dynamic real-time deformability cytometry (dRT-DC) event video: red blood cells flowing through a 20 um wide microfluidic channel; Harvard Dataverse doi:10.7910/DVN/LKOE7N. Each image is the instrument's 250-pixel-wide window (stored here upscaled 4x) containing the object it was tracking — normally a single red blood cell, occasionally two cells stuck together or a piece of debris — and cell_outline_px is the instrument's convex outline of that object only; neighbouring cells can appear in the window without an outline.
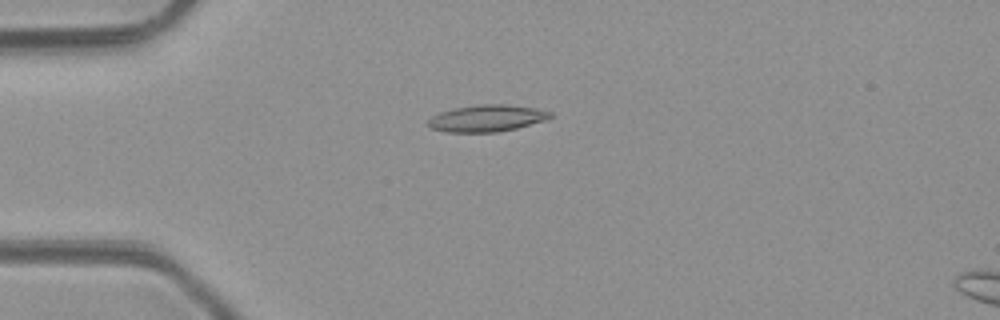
{"species": "common noctule bat (a hibernating species)", "species_latin": "Nyctalus noctula", "temperature_condition": "room temperature", "stored_images_in_passage": 5, "camera_frame_rate_fps": 3000, "um_per_image_px": 0.085, "animal": {"sex": "male", "body_mass_g": 23.1, "forearm_length_mm": 52.7}, "frame": {"image": 1, "passage_image": 4, "time_ms": 3.667, "image_size_px": [1000, 320], "cell_outline_px": [[552, 116], [548, 120], [516, 128], [496, 132], [444, 132], [428, 128], [428, 120], [432, 116], [440, 112], [452, 108], [480, 104], [508, 104], [536, 108], [552, 112]], "centroid_in_image_um": [41.38, 10.05], "position_along_channel_um": 43.6, "area_um2": 19.31}}